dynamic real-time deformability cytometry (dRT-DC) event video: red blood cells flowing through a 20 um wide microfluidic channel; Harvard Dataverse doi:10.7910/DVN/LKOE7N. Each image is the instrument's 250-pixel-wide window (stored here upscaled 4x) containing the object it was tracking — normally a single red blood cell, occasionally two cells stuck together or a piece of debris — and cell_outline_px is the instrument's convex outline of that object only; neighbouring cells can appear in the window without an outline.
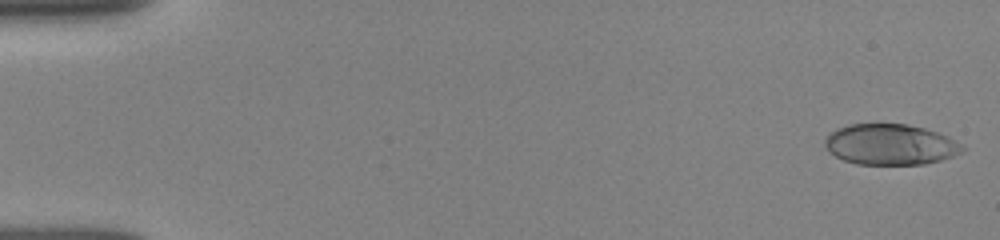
{"species": "human", "species_latin": "Homo sapiens", "temperature_condition": "room temperature", "stored_images_in_passage": 13, "camera_frame_rate_fps": 3000, "um_per_image_px": 0.085, "donor": {"sex": "female"}, "frame": {"image": 1, "passage_image": 1, "time_ms": 0.0, "image_size_px": [1000, 240], "cell_outline_px": [[968, 148], [952, 156], [940, 160], [924, 164], [856, 164], [844, 160], [828, 152], [824, 144], [824, 140], [836, 128], [848, 124], [908, 124], [924, 128], [948, 136]], "centroid_in_image_um": [75.67, 12.28], "position_along_channel_um": 9.3, "area_um2": 32.66}}